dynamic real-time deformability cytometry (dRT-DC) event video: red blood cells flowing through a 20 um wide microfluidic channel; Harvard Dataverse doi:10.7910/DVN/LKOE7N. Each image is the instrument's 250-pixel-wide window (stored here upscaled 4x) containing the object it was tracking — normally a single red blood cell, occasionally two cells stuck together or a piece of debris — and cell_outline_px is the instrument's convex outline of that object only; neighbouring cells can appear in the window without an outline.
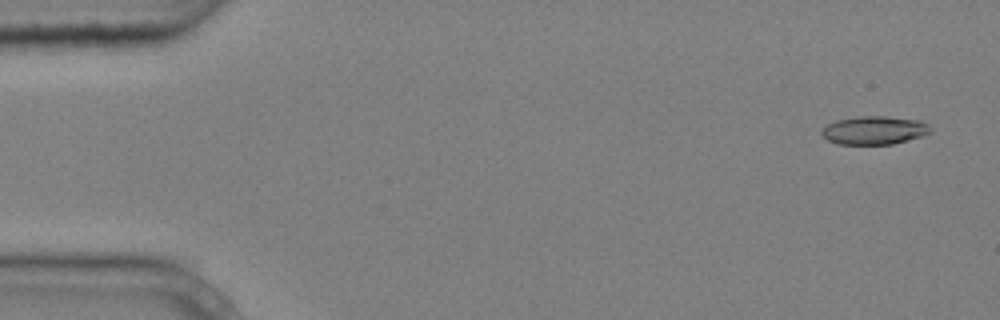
{"species": "common noctule bat (a hibernating species)", "species_latin": "Nyctalus noctula", "temperature_condition": "cold", "stored_images_in_passage": 6, "camera_frame_rate_fps": 3000, "um_per_image_px": 0.085, "animal": {"sex": "male", "body_mass_g": 20.4}, "frame": {"image": 1, "passage_image": 1, "time_ms": 0.0, "image_size_px": [1000, 320], "cell_outline_px": [[932, 132], [908, 140], [892, 144], [840, 144], [828, 140], [820, 132], [828, 124], [836, 120], [856, 116], [884, 116], [920, 120], [928, 124], [932, 128]], "centroid_in_image_um": [74.34, 11.06], "position_along_channel_um": 10.7, "area_um2": 17.92}}
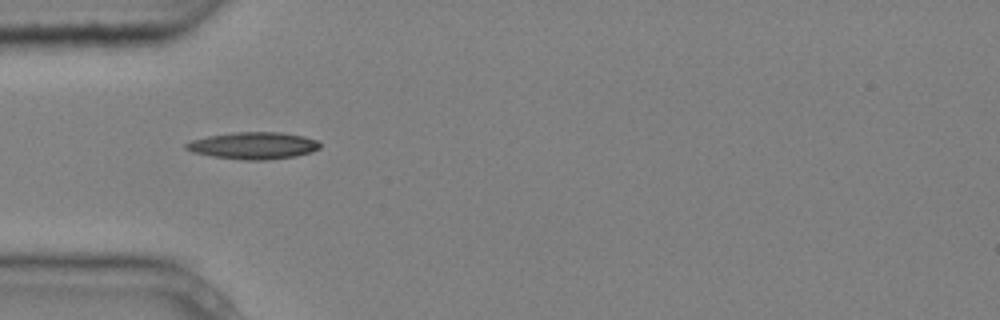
{"frame": {"image": 2, "passage_image": 5, "time_ms": 1.333, "image_size_px": [1000, 320], "cell_outline_px": [[320, 148], [312, 152], [296, 156], [268, 160], [240, 160], [212, 156], [192, 152], [184, 148], [184, 144], [192, 140], [208, 136], [232, 132], [280, 132], [304, 136], [316, 140], [320, 144]], "centroid_in_image_um": [21.53, 12.38], "position_along_channel_um": 63.5, "area_um2": 21.21}}
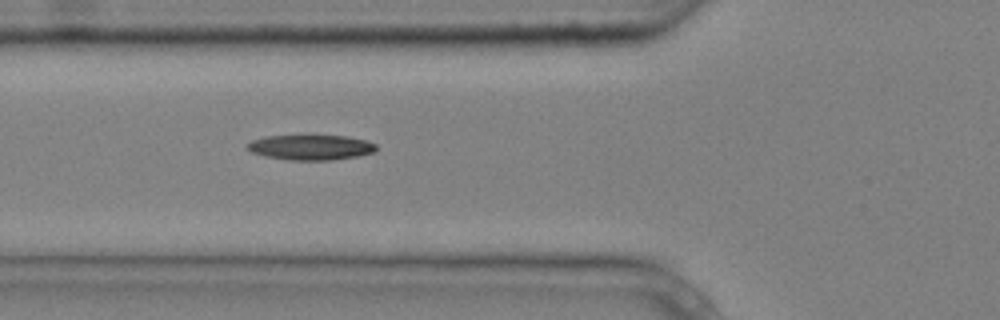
{"frame": {"image": 3, "passage_image": 6, "time_ms": 1.667, "image_size_px": [1000, 320], "cell_outline_px": [[376, 148], [372, 152], [356, 156], [332, 160], [288, 160], [264, 156], [252, 152], [244, 148], [244, 144], [252, 140], [264, 136], [308, 132], [348, 136], [364, 140], [376, 144]], "centroid_in_image_um": [26.31, 12.46], "position_along_channel_um": 99.5, "area_um2": 20.06}}